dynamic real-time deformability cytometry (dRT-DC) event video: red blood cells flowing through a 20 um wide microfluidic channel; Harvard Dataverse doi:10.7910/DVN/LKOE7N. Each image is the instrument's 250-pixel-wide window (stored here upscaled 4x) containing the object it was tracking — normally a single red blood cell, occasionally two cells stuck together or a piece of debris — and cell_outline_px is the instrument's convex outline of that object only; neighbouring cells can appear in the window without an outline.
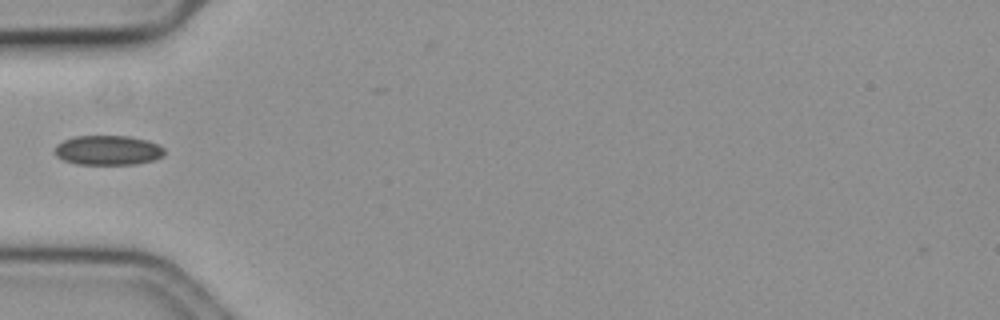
{"species": "common noctule bat (a hibernating species)", "species_latin": "Nyctalus noctula", "temperature_condition": "cold", "stored_images_in_passage": 28, "camera_frame_rate_fps": 3000, "um_per_image_px": 0.085, "animal": {"sex": "female", "body_mass_g": 19.3, "forearm_length_mm": 54.1}, "frame": {"image": 1, "passage_image": 1, "time_ms": 0.0, "image_size_px": [1000, 320], "cell_outline_px": [[164, 156], [152, 160], [136, 164], [76, 164], [64, 160], [56, 156], [52, 152], [56, 144], [64, 140], [76, 136], [128, 136], [148, 140], [164, 148]], "centroid_in_image_um": [9.14, 12.77], "position_along_channel_um": 75.9, "area_um2": 19.02}}
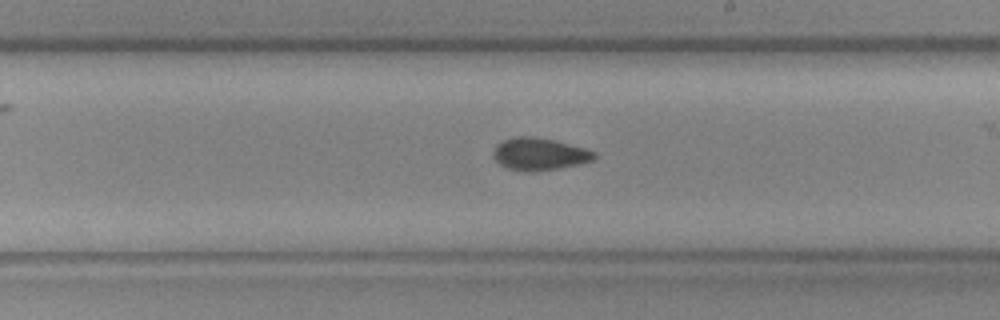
{"frame": {"image": 2, "passage_image": 15, "time_ms": 4.667, "image_size_px": [1000, 320], "cell_outline_px": [[596, 160], [580, 164], [560, 168], [532, 172], [528, 172], [508, 168], [500, 164], [492, 156], [492, 152], [496, 144], [512, 136], [532, 136], [552, 140], [584, 148], [596, 152]], "centroid_in_image_um": [45.84, 13.1], "position_along_channel_um": 243.2, "area_um2": 19.13}}
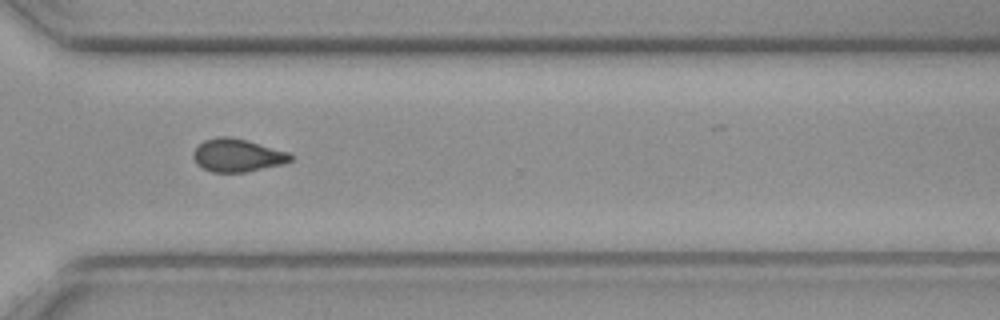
{"frame": {"image": 3, "passage_image": 24, "time_ms": 7.667, "image_size_px": [1000, 320], "cell_outline_px": [[292, 160], [284, 164], [248, 172], [212, 172], [196, 164], [192, 156], [192, 152], [204, 140], [216, 136], [228, 136], [248, 140], [288, 152], [292, 156]], "centroid_in_image_um": [20.17, 13.2], "position_along_channel_um": 350.4, "area_um2": 18.84}}